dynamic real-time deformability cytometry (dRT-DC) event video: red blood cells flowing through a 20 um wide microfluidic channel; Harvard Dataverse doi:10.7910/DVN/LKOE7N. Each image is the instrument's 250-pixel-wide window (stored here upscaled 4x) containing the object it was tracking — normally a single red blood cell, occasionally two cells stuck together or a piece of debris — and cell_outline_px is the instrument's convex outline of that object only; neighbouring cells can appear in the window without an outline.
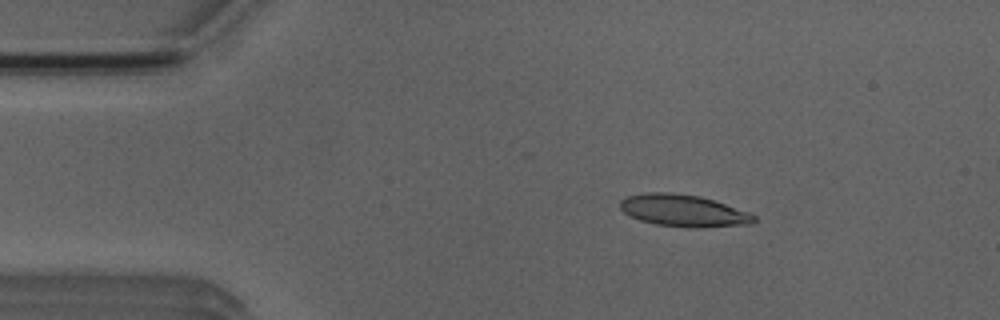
{"species": "Egyptian fruit bat (a non-hibernating species)", "species_latin": "Rousettus aegyptiacus", "temperature_condition": "room temperature", "stored_images_in_passage": 6, "camera_frame_rate_fps": 3000, "um_per_image_px": 0.085, "animal": {"sex": "male"}, "frame": {"image": 1, "passage_image": 2, "time_ms": 1.0, "image_size_px": [1000, 320], "cell_outline_px": [[756, 220], [752, 224], [692, 228], [688, 228], [656, 224], [640, 220], [624, 212], [620, 208], [620, 200], [628, 196], [648, 192], [668, 192], [700, 196], [748, 212], [756, 216]], "centroid_in_image_um": [58.09, 17.91], "position_along_channel_um": 26.9, "area_um2": 24.74}}